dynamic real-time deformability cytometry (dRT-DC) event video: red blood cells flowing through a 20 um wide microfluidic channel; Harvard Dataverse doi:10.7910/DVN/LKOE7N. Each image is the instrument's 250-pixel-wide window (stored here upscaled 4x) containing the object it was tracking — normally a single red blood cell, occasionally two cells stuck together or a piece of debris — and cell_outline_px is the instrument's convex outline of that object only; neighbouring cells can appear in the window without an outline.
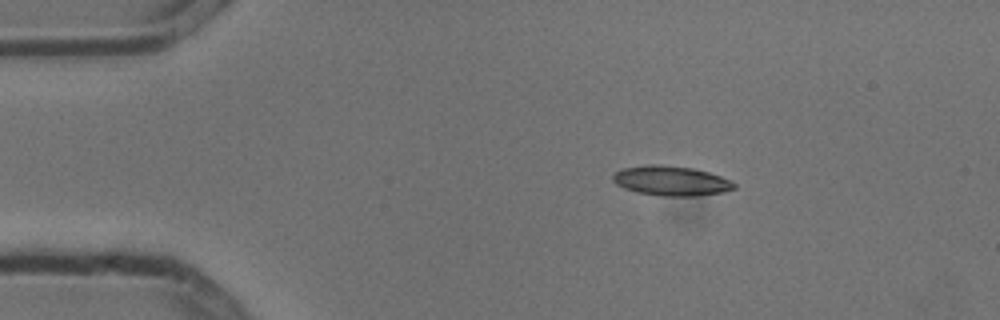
{"species": "common noctule bat (a hibernating species)", "species_latin": "Nyctalus noctula", "temperature_condition": "cold", "stored_images_in_passage": 2, "camera_frame_rate_fps": 3000, "um_per_image_px": 0.085, "animal": {"sex": "male", "body_mass_g": 13.3}, "frame": {"image": 1, "passage_image": 1, "time_ms": 0.0, "image_size_px": [1000, 320], "cell_outline_px": [[736, 188], [724, 192], [696, 196], [664, 196], [636, 192], [624, 188], [616, 184], [612, 180], [612, 176], [616, 172], [624, 168], [648, 164], [660, 164], [692, 168], [708, 172], [732, 180], [736, 184]], "centroid_in_image_um": [57.06, 15.37], "position_along_channel_um": 27.9, "area_um2": 21.1}}